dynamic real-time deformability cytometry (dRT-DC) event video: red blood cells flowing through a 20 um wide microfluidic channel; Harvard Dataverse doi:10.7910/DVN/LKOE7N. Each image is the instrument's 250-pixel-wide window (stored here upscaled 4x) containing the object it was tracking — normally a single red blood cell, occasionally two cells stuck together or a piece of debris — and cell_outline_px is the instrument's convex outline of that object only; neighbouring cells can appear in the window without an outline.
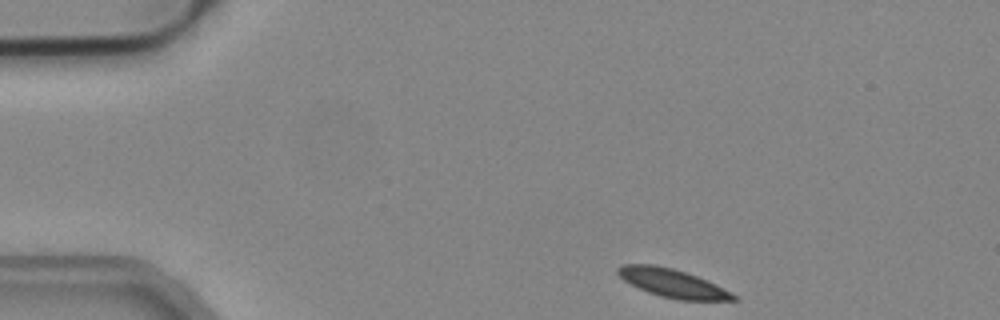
{"species": "common noctule bat (a hibernating species)", "species_latin": "Nyctalus noctula", "temperature_condition": "cold", "stored_images_in_passage": 46, "camera_frame_rate_fps": 3000, "um_per_image_px": 0.085, "animal": {"sex": "male", "body_mass_g": 19.2, "forearm_length_mm": 51.8}, "frame": {"image": 1, "passage_image": 1, "time_ms": 0.0, "image_size_px": [1000, 320], "cell_outline_px": [[740, 300], [676, 300], [660, 296], [648, 292], [624, 280], [616, 272], [616, 268], [624, 264], [656, 264], [672, 268], [696, 276], [716, 284], [732, 292]], "centroid_in_image_um": [57.17, 24.07], "position_along_channel_um": 27.8, "area_um2": 19.02}}
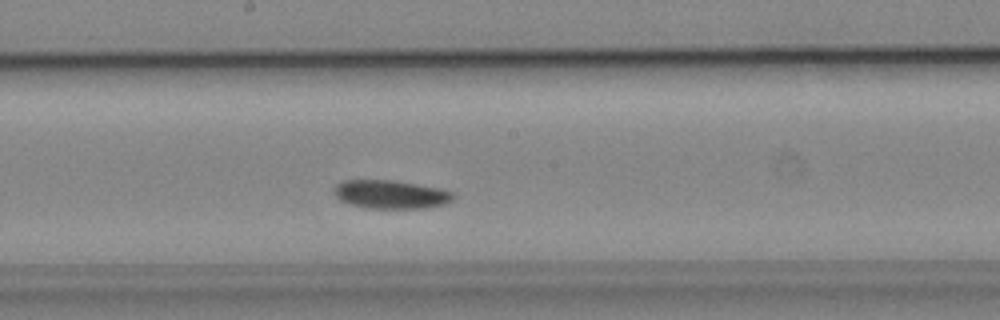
{"frame": {"image": 2, "passage_image": 21, "time_ms": 6.667, "image_size_px": [1000, 320], "cell_outline_px": [[452, 200], [444, 204], [424, 208], [364, 208], [348, 204], [340, 200], [332, 192], [332, 188], [336, 184], [344, 180], [396, 180], [440, 188], [452, 192]], "centroid_in_image_um": [33.14, 16.52], "position_along_channel_um": 215.1, "area_um2": 19.94}}
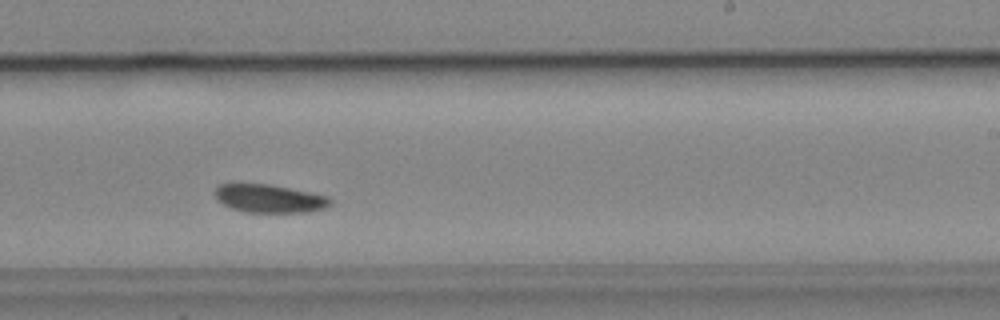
{"frame": {"image": 3, "passage_image": 25, "time_ms": 8.0, "image_size_px": [1000, 320], "cell_outline_px": [[332, 200], [324, 208], [308, 212], [244, 212], [232, 208], [216, 200], [212, 192], [220, 184], [228, 180], [240, 180], [268, 184], [328, 196]], "centroid_in_image_um": [22.73, 16.82], "position_along_channel_um": 266.3, "area_um2": 19.65}, "authors_computed_cell_mechanics": {"area_um2": 19.5075, "velocity_mm_per_s": 3.8548, "shape_relaxation_time_tau1_ms": 3.4898, "shape_relaxation_time_tau2_ms": null, "deformation_change_tau1": 0.0869, "deformation_change_tau2": null}}